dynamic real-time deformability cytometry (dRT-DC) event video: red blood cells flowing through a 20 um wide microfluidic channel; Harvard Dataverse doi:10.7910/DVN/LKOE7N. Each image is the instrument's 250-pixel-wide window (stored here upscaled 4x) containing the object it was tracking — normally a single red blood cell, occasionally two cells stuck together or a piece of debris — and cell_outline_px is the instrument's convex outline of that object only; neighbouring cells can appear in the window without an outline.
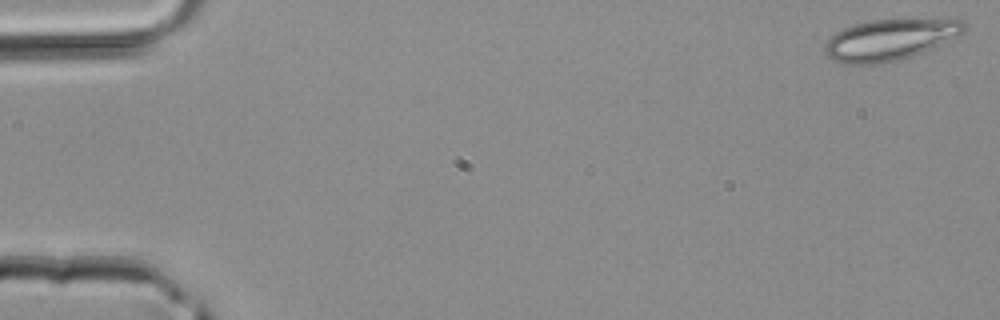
{"species": "common noctule bat (a hibernating species)", "species_latin": "Nyctalus noctula", "temperature_condition": "room temperature", "stored_images_in_passage": 43, "camera_frame_rate_fps": 3000, "um_per_image_px": 0.085, "animal": {"sex": "male", "body_mass_g": 20.4}, "frame": {"image": 1, "passage_image": 1, "time_ms": 0.0, "image_size_px": [1000, 320], "cell_outline_px": [[964, 32], [912, 56], [896, 60], [872, 64], [848, 64], [832, 60], [824, 56], [824, 44], [836, 32], [852, 24], [872, 20], [964, 20]], "centroid_in_image_um": [75.52, 3.39], "position_along_channel_um": 9.5, "area_um2": 32.6}}
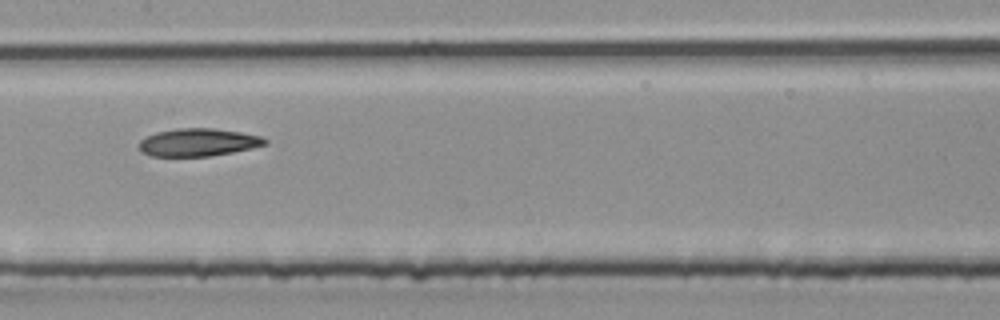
{"frame": {"image": 2, "passage_image": 22, "time_ms": 7.0, "image_size_px": [1000, 320], "cell_outline_px": [[268, 144], [252, 148], [232, 152], [208, 156], [152, 156], [140, 152], [140, 140], [156, 132], [176, 128], [212, 128], [240, 132], [260, 136], [268, 140]], "centroid_in_image_um": [16.85, 12.1], "position_along_channel_um": 190.6, "area_um2": 20.29}}
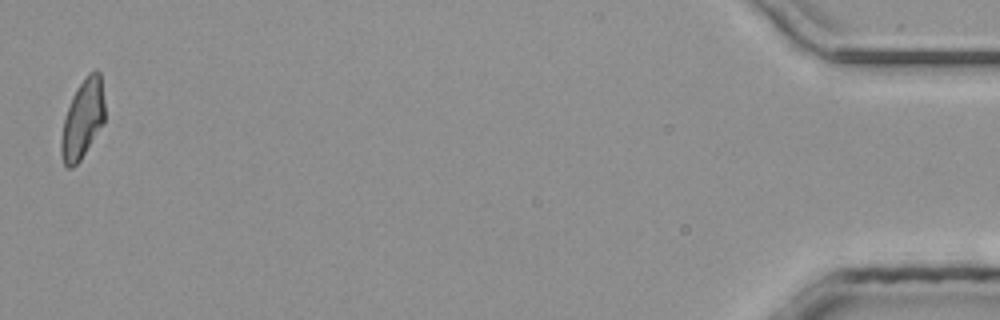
{"frame": {"image": 3, "passage_image": 43, "time_ms": 14.0, "image_size_px": [1000, 320], "cell_outline_px": [[104, 124], [80, 160], [72, 168], [68, 168], [64, 164], [60, 152], [60, 140], [64, 120], [72, 96], [76, 88], [88, 72], [96, 68], [100, 72], [104, 100]], "centroid_in_image_um": [7.03, 10.1], "position_along_channel_um": 428.2, "area_um2": 20.17}}